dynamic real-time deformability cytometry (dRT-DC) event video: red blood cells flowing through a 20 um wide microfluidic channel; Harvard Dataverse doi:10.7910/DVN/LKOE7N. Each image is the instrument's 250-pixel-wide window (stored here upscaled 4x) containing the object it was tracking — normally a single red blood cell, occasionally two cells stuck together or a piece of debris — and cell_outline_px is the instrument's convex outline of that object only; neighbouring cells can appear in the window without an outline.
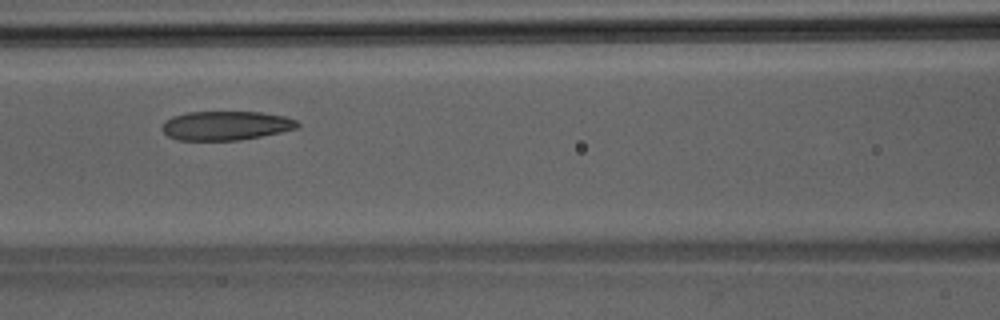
{"species": "Egyptian fruit bat (a non-hibernating species)", "species_latin": "Rousettus aegyptiacus", "temperature_condition": "room temperature", "stored_images_in_passage": 39, "camera_frame_rate_fps": 3000, "um_per_image_px": 0.085, "animal": {"sex": "male"}, "frame": {"image": 1, "passage_image": 14, "time_ms": 4.333, "image_size_px": [1000, 320], "cell_outline_px": [[300, 124], [296, 128], [280, 132], [240, 140], [180, 140], [168, 136], [160, 128], [164, 120], [172, 116], [188, 112], [260, 112], [284, 116], [296, 120]], "centroid_in_image_um": [19.15, 10.67], "position_along_channel_um": 147.4, "area_um2": 22.89}}
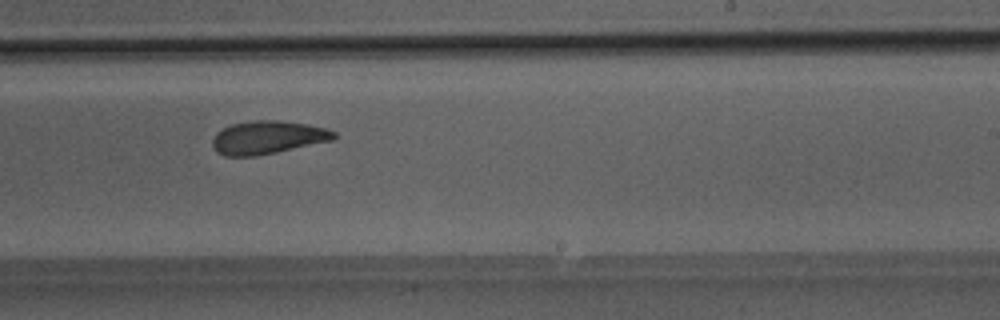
{"frame": {"image": 2, "passage_image": 22, "time_ms": 7.0, "image_size_px": [1000, 320], "cell_outline_px": [[336, 136], [332, 140], [276, 152], [256, 156], [224, 156], [216, 152], [212, 144], [212, 140], [216, 132], [232, 124], [256, 120], [280, 120], [308, 124], [324, 128], [336, 132]], "centroid_in_image_um": [22.73, 11.68], "position_along_channel_um": 266.3, "area_um2": 23.35}}
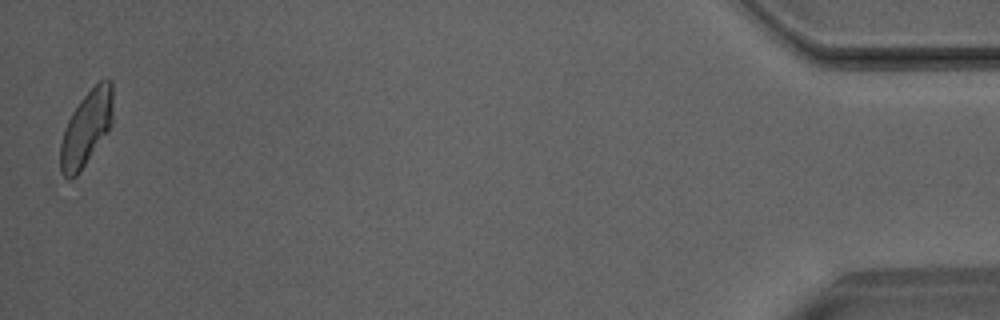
{"frame": {"image": 3, "passage_image": 39, "time_ms": 12.667, "image_size_px": [1000, 320], "cell_outline_px": [[112, 124], [108, 132], [80, 172], [76, 176], [68, 180], [60, 172], [60, 144], [64, 128], [72, 112], [80, 100], [100, 80], [108, 76], [112, 80]], "centroid_in_image_um": [7.34, 10.91], "position_along_channel_um": 427.9, "area_um2": 23.18}}